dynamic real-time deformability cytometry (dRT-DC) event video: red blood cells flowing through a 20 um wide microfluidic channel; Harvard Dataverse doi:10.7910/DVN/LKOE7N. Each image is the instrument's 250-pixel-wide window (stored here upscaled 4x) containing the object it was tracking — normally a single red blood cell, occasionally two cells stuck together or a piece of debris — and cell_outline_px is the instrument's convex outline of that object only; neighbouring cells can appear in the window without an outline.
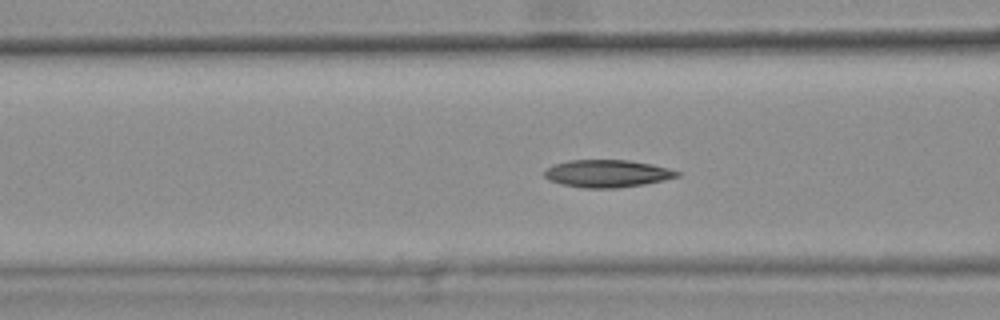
{"species": "common noctule bat (a hibernating species)", "species_latin": "Nyctalus noctula", "temperature_condition": "warm", "stored_images_in_passage": 33, "camera_frame_rate_fps": 3000, "um_per_image_px": 0.085, "animal": {"sex": "female", "body_mass_g": 25.1}, "frame": {"image": 1, "passage_image": 10, "time_ms": 3.0, "image_size_px": [1000, 320], "cell_outline_px": [[680, 176], [664, 180], [644, 184], [616, 188], [584, 188], [560, 184], [548, 180], [544, 176], [544, 172], [548, 168], [556, 164], [568, 160], [628, 160], [652, 164], [668, 168], [680, 172]], "centroid_in_image_um": [51.61, 14.75], "position_along_channel_um": 115.0, "area_um2": 21.21}, "authors_computed_cell_mechanics": {"area_um2": 20.7502, "velocity_mm_per_s": 3.7132, "shape_relaxation_time_tau1_ms": 8.4266, "shape_relaxation_time_tau2_ms": 4.0777, "deformation_change_tau1": 0.2172, "deformation_change_tau2": 0.0833}}